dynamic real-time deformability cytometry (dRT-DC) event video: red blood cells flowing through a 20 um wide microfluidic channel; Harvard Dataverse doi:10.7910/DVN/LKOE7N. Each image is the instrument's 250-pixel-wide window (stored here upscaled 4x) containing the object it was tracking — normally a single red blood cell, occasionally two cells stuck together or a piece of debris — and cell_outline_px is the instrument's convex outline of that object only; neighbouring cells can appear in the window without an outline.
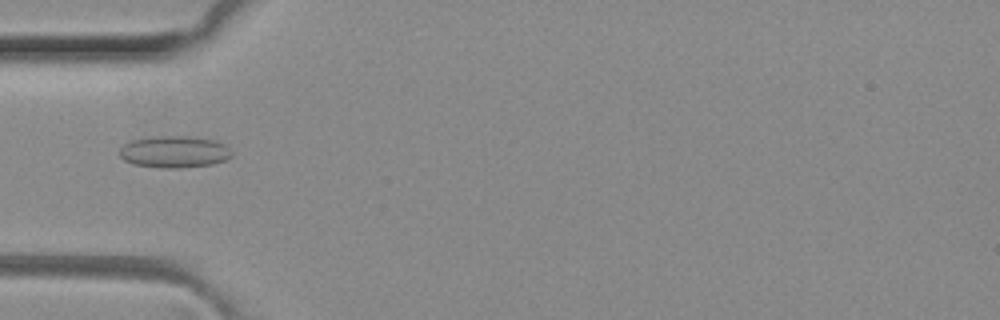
{"species": "common noctule bat (a hibernating species)", "species_latin": "Nyctalus noctula", "temperature_condition": "room temperature", "stored_images_in_passage": 48, "camera_frame_rate_fps": 3000, "um_per_image_px": 0.085, "animal": {"sex": "female", "body_mass_g": 29.2, "forearm_length_mm": 56.3}, "frame": {"image": 1, "passage_image": 14, "time_ms": 4.333, "image_size_px": [1000, 320], "cell_outline_px": [[232, 156], [224, 160], [212, 164], [180, 168], [160, 168], [132, 164], [124, 160], [120, 156], [120, 148], [124, 144], [132, 140], [156, 136], [188, 136], [216, 140], [224, 144], [232, 152]], "centroid_in_image_um": [14.81, 12.91], "position_along_channel_um": 70.2, "area_um2": 20.87}}
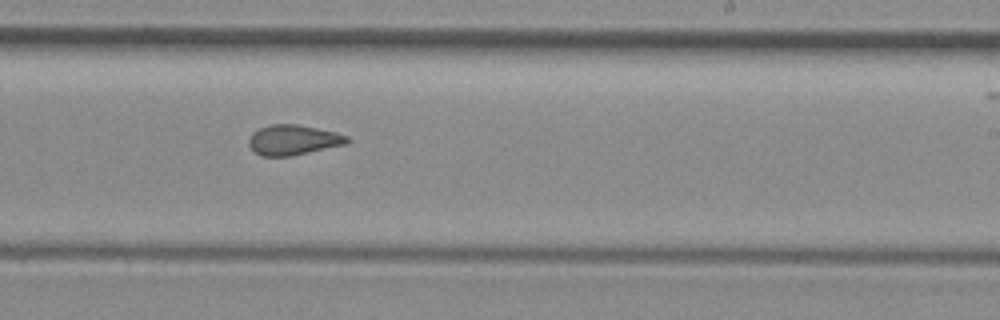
{"frame": {"image": 2, "passage_image": 28, "time_ms": 9.0, "image_size_px": [1000, 320], "cell_outline_px": [[352, 140], [348, 144], [292, 156], [260, 156], [248, 144], [248, 140], [252, 132], [260, 128], [272, 124], [296, 124], [336, 132], [348, 136]], "centroid_in_image_um": [24.96, 11.9], "position_along_channel_um": 264.0, "area_um2": 17.4}}
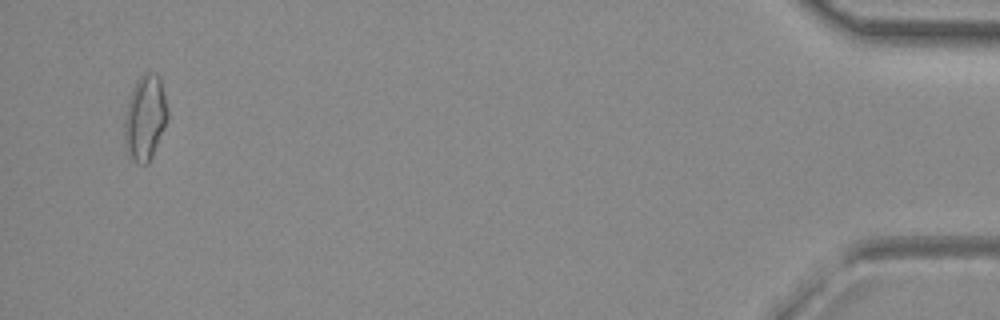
{"frame": {"image": 3, "passage_image": 46, "time_ms": 15.0, "image_size_px": [1000, 320], "cell_outline_px": [[168, 116], [164, 128], [152, 156], [148, 164], [136, 164], [132, 160], [128, 152], [124, 140], [124, 120], [128, 100], [132, 88], [136, 80], [144, 72], [156, 72], [160, 76], [168, 108]], "centroid_in_image_um": [12.33, 9.98], "position_along_channel_um": 422.9, "area_um2": 21.68}, "authors_computed_cell_mechanics": {"area_um2": 18.1781, "velocity_mm_per_s": 4.1427, "shape_relaxation_time_tau1_ms": null, "shape_relaxation_time_tau2_ms": 2.1446, "deformation_change_tau1": null, "deformation_change_tau2": 0.0758}}